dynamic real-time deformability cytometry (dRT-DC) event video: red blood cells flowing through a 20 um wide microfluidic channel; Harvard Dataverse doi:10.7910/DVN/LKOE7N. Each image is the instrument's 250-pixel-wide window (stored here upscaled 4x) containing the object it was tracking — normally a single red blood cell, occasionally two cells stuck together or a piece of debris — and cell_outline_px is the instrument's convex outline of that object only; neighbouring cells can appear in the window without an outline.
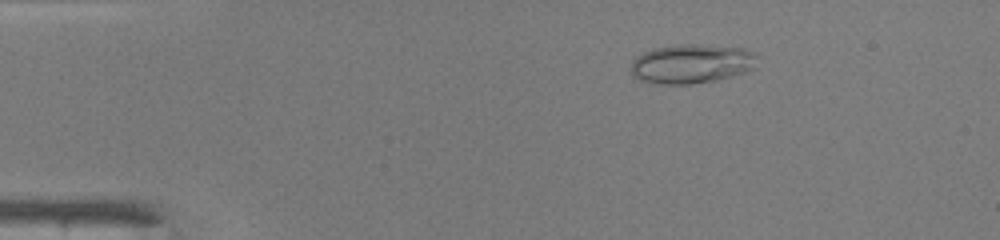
{"species": "common noctule bat (a hibernating species)", "species_latin": "Nyctalus noctula", "temperature_condition": "warm", "stored_images_in_passage": 48, "camera_frame_rate_fps": 3000, "um_per_image_px": 0.085, "animal": {"sex": "male", "body_mass_g": 19.0, "forearm_length_mm": 50.8}, "frame": {"image": 1, "passage_image": 8, "time_ms": 2.333, "image_size_px": [1000, 240], "cell_outline_px": [[756, 68], [732, 76], [716, 80], [692, 84], [660, 84], [640, 80], [632, 76], [632, 60], [636, 56], [652, 48], [688, 44], [700, 44], [744, 48], [752, 52], [756, 56]], "centroid_in_image_um": [58.78, 5.42], "position_along_channel_um": 26.2, "area_um2": 28.96}}
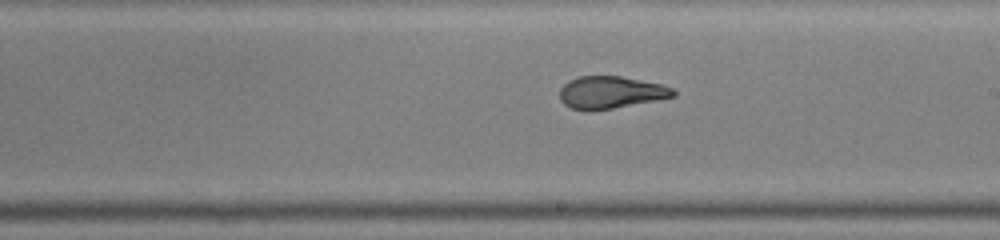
{"frame": {"image": 2, "passage_image": 28, "time_ms": 9.0, "image_size_px": [1000, 240], "cell_outline_px": [[676, 96], [656, 100], [612, 108], [572, 108], [564, 104], [560, 100], [560, 88], [568, 80], [580, 76], [620, 76], [660, 84], [672, 88], [676, 92]], "centroid_in_image_um": [51.92, 7.82], "position_along_channel_um": 237.1, "area_um2": 20.75}}
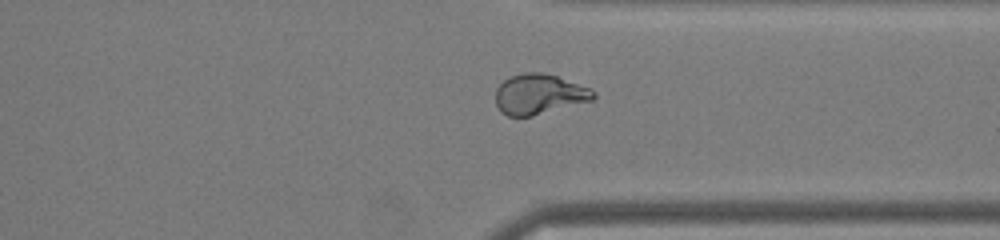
{"frame": {"image": 3, "passage_image": 37, "time_ms": 12.0, "image_size_px": [1000, 240], "cell_outline_px": [[596, 96], [592, 100], [532, 116], [508, 116], [496, 104], [496, 88], [504, 80], [512, 76], [524, 72], [540, 72], [556, 76], [592, 88], [596, 92]], "centroid_in_image_um": [45.85, 8.0], "position_along_channel_um": 365.5, "area_um2": 22.72}, "authors_computed_cell_mechanics": {"area_um2": 23.8425, "velocity_mm_per_s": 4.265, "shape_relaxation_time_tau1_ms": null, "shape_relaxation_time_tau2_ms": 0.8819, "deformation_change_tau1": null, "deformation_change_tau2": 0.0619}}